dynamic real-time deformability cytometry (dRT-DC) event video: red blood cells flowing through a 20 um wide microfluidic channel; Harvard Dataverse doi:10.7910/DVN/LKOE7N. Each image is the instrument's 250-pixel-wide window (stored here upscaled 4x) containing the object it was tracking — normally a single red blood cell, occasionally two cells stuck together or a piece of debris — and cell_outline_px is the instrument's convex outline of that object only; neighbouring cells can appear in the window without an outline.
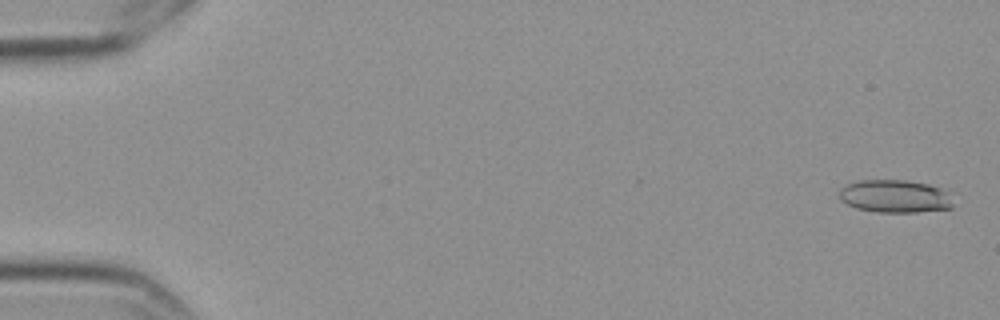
{"species": "Egyptian fruit bat (a non-hibernating species)", "species_latin": "Rousettus aegyptiacus", "temperature_condition": "cold", "stored_images_in_passage": 9, "camera_frame_rate_fps": 3000, "um_per_image_px": 0.085, "frame": {"image": 1, "passage_image": 1, "time_ms": 0.0, "image_size_px": [1000, 320], "cell_outline_px": [[952, 208], [916, 212], [880, 212], [856, 208], [840, 200], [840, 188], [856, 180], [904, 180], [928, 184], [940, 188], [948, 192], [952, 204]], "centroid_in_image_um": [76.05, 16.68], "position_along_channel_um": 8.9, "area_um2": 21.68}}
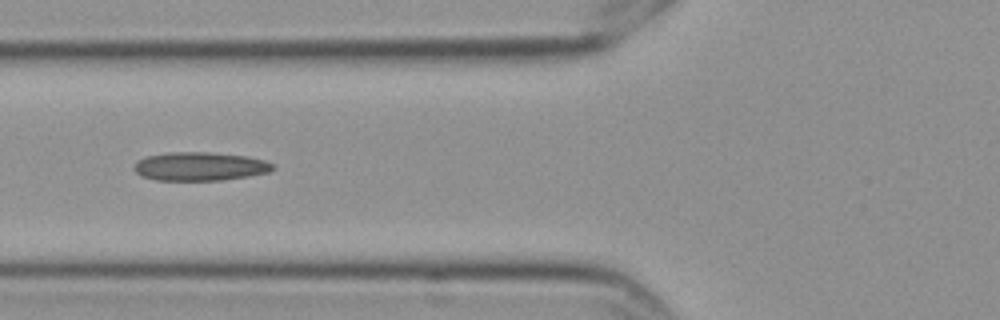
{"frame": {"image": 2, "passage_image": 7, "time_ms": 2.0, "image_size_px": [1000, 320], "cell_outline_px": [[276, 168], [268, 172], [248, 176], [224, 180], [156, 180], [144, 176], [136, 172], [132, 168], [140, 160], [148, 156], [168, 152], [208, 152], [248, 156], [264, 160], [276, 164]], "centroid_in_image_um": [17.06, 14.14], "position_along_channel_um": 108.7, "area_um2": 23.06}}
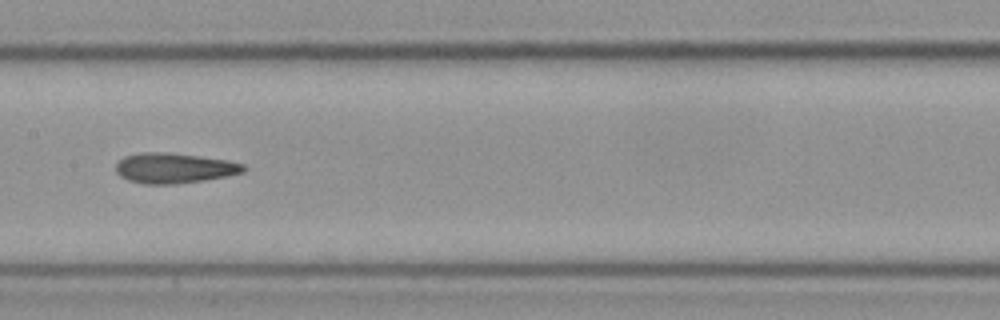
{"frame": {"image": 3, "passage_image": 9, "time_ms": 2.667, "image_size_px": [1000, 320], "cell_outline_px": [[248, 168], [244, 172], [228, 176], [204, 180], [176, 184], [144, 184], [128, 180], [120, 176], [116, 172], [116, 164], [124, 156], [140, 152], [168, 152], [228, 160], [244, 164]], "centroid_in_image_um": [14.82, 14.29], "position_along_channel_um": 192.6, "area_um2": 22.66}}